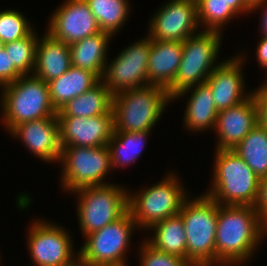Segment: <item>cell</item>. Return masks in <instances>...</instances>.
Segmentation results:
<instances>
[{
  "instance_id": "cell-1",
  "label": "cell",
  "mask_w": 267,
  "mask_h": 266,
  "mask_svg": "<svg viewBox=\"0 0 267 266\" xmlns=\"http://www.w3.org/2000/svg\"><path fill=\"white\" fill-rule=\"evenodd\" d=\"M266 234L254 207L218 204L216 266L245 264Z\"/></svg>"
},
{
  "instance_id": "cell-2",
  "label": "cell",
  "mask_w": 267,
  "mask_h": 266,
  "mask_svg": "<svg viewBox=\"0 0 267 266\" xmlns=\"http://www.w3.org/2000/svg\"><path fill=\"white\" fill-rule=\"evenodd\" d=\"M214 158L212 186L204 194L219 205L253 207L260 178L233 150H216Z\"/></svg>"
},
{
  "instance_id": "cell-3",
  "label": "cell",
  "mask_w": 267,
  "mask_h": 266,
  "mask_svg": "<svg viewBox=\"0 0 267 266\" xmlns=\"http://www.w3.org/2000/svg\"><path fill=\"white\" fill-rule=\"evenodd\" d=\"M172 102L168 91L147 85L113 95V132L152 131L167 104Z\"/></svg>"
},
{
  "instance_id": "cell-4",
  "label": "cell",
  "mask_w": 267,
  "mask_h": 266,
  "mask_svg": "<svg viewBox=\"0 0 267 266\" xmlns=\"http://www.w3.org/2000/svg\"><path fill=\"white\" fill-rule=\"evenodd\" d=\"M202 194L190 200L188 197L179 213L186 232V260L193 266H216L218 203Z\"/></svg>"
},
{
  "instance_id": "cell-5",
  "label": "cell",
  "mask_w": 267,
  "mask_h": 266,
  "mask_svg": "<svg viewBox=\"0 0 267 266\" xmlns=\"http://www.w3.org/2000/svg\"><path fill=\"white\" fill-rule=\"evenodd\" d=\"M2 122L6 131L19 123L57 115L50 100L49 86L34 75H23L1 88Z\"/></svg>"
},
{
  "instance_id": "cell-6",
  "label": "cell",
  "mask_w": 267,
  "mask_h": 266,
  "mask_svg": "<svg viewBox=\"0 0 267 266\" xmlns=\"http://www.w3.org/2000/svg\"><path fill=\"white\" fill-rule=\"evenodd\" d=\"M181 183L177 175L169 173L160 182L136 194L128 191V211L138 230H148L155 223L180 213L188 198Z\"/></svg>"
},
{
  "instance_id": "cell-7",
  "label": "cell",
  "mask_w": 267,
  "mask_h": 266,
  "mask_svg": "<svg viewBox=\"0 0 267 266\" xmlns=\"http://www.w3.org/2000/svg\"><path fill=\"white\" fill-rule=\"evenodd\" d=\"M77 193V216L83 236L104 228L128 211V192L116 184L87 186Z\"/></svg>"
},
{
  "instance_id": "cell-8",
  "label": "cell",
  "mask_w": 267,
  "mask_h": 266,
  "mask_svg": "<svg viewBox=\"0 0 267 266\" xmlns=\"http://www.w3.org/2000/svg\"><path fill=\"white\" fill-rule=\"evenodd\" d=\"M221 33L202 30L183 41V53L177 76L167 89L173 98L178 92L201 83L220 62L216 61L222 42Z\"/></svg>"
},
{
  "instance_id": "cell-9",
  "label": "cell",
  "mask_w": 267,
  "mask_h": 266,
  "mask_svg": "<svg viewBox=\"0 0 267 266\" xmlns=\"http://www.w3.org/2000/svg\"><path fill=\"white\" fill-rule=\"evenodd\" d=\"M137 225L129 211L120 219L85 236L78 251L82 266H128L125 256Z\"/></svg>"
},
{
  "instance_id": "cell-10",
  "label": "cell",
  "mask_w": 267,
  "mask_h": 266,
  "mask_svg": "<svg viewBox=\"0 0 267 266\" xmlns=\"http://www.w3.org/2000/svg\"><path fill=\"white\" fill-rule=\"evenodd\" d=\"M62 189L70 193L83 187L106 185L105 176L112 169L108 145L100 147H62ZM70 191V192H69Z\"/></svg>"
},
{
  "instance_id": "cell-11",
  "label": "cell",
  "mask_w": 267,
  "mask_h": 266,
  "mask_svg": "<svg viewBox=\"0 0 267 266\" xmlns=\"http://www.w3.org/2000/svg\"><path fill=\"white\" fill-rule=\"evenodd\" d=\"M28 230L27 246L34 266H75L79 263L72 237L62 226L38 219Z\"/></svg>"
},
{
  "instance_id": "cell-12",
  "label": "cell",
  "mask_w": 267,
  "mask_h": 266,
  "mask_svg": "<svg viewBox=\"0 0 267 266\" xmlns=\"http://www.w3.org/2000/svg\"><path fill=\"white\" fill-rule=\"evenodd\" d=\"M138 40L118 53L111 63H106L101 81L112 95L148 85L150 38Z\"/></svg>"
},
{
  "instance_id": "cell-13",
  "label": "cell",
  "mask_w": 267,
  "mask_h": 266,
  "mask_svg": "<svg viewBox=\"0 0 267 266\" xmlns=\"http://www.w3.org/2000/svg\"><path fill=\"white\" fill-rule=\"evenodd\" d=\"M147 36L155 41H185L199 31L196 0H169L149 21Z\"/></svg>"
},
{
  "instance_id": "cell-14",
  "label": "cell",
  "mask_w": 267,
  "mask_h": 266,
  "mask_svg": "<svg viewBox=\"0 0 267 266\" xmlns=\"http://www.w3.org/2000/svg\"><path fill=\"white\" fill-rule=\"evenodd\" d=\"M46 32L70 45L101 30L85 0H65L50 16Z\"/></svg>"
},
{
  "instance_id": "cell-15",
  "label": "cell",
  "mask_w": 267,
  "mask_h": 266,
  "mask_svg": "<svg viewBox=\"0 0 267 266\" xmlns=\"http://www.w3.org/2000/svg\"><path fill=\"white\" fill-rule=\"evenodd\" d=\"M62 147H100L108 145L113 130V110L93 117H57Z\"/></svg>"
},
{
  "instance_id": "cell-16",
  "label": "cell",
  "mask_w": 267,
  "mask_h": 266,
  "mask_svg": "<svg viewBox=\"0 0 267 266\" xmlns=\"http://www.w3.org/2000/svg\"><path fill=\"white\" fill-rule=\"evenodd\" d=\"M259 123L255 94L231 108L218 111L216 150H233Z\"/></svg>"
},
{
  "instance_id": "cell-17",
  "label": "cell",
  "mask_w": 267,
  "mask_h": 266,
  "mask_svg": "<svg viewBox=\"0 0 267 266\" xmlns=\"http://www.w3.org/2000/svg\"><path fill=\"white\" fill-rule=\"evenodd\" d=\"M9 133L15 139L22 140L29 151L45 163L60 161L62 148L59 141L57 116L19 123Z\"/></svg>"
},
{
  "instance_id": "cell-18",
  "label": "cell",
  "mask_w": 267,
  "mask_h": 266,
  "mask_svg": "<svg viewBox=\"0 0 267 266\" xmlns=\"http://www.w3.org/2000/svg\"><path fill=\"white\" fill-rule=\"evenodd\" d=\"M245 57L241 54L224 60L213 70L207 78L218 111L231 108L250 97L253 92L245 95V79L242 67Z\"/></svg>"
},
{
  "instance_id": "cell-19",
  "label": "cell",
  "mask_w": 267,
  "mask_h": 266,
  "mask_svg": "<svg viewBox=\"0 0 267 266\" xmlns=\"http://www.w3.org/2000/svg\"><path fill=\"white\" fill-rule=\"evenodd\" d=\"M187 93H191V95H189L190 97L184 111L183 123L185 128L191 132L214 130L218 110L216 109L209 85L205 82L188 87L178 92L172 98V101L180 99V96H186Z\"/></svg>"
},
{
  "instance_id": "cell-20",
  "label": "cell",
  "mask_w": 267,
  "mask_h": 266,
  "mask_svg": "<svg viewBox=\"0 0 267 266\" xmlns=\"http://www.w3.org/2000/svg\"><path fill=\"white\" fill-rule=\"evenodd\" d=\"M148 59V85L168 89L175 77L182 59L183 42L155 41L150 39Z\"/></svg>"
},
{
  "instance_id": "cell-21",
  "label": "cell",
  "mask_w": 267,
  "mask_h": 266,
  "mask_svg": "<svg viewBox=\"0 0 267 266\" xmlns=\"http://www.w3.org/2000/svg\"><path fill=\"white\" fill-rule=\"evenodd\" d=\"M69 45L54 39L45 31L43 37L37 42L36 64L33 75L45 83L59 78L71 67Z\"/></svg>"
},
{
  "instance_id": "cell-22",
  "label": "cell",
  "mask_w": 267,
  "mask_h": 266,
  "mask_svg": "<svg viewBox=\"0 0 267 266\" xmlns=\"http://www.w3.org/2000/svg\"><path fill=\"white\" fill-rule=\"evenodd\" d=\"M112 37L109 33L99 32L70 44L71 65L89 70L102 79L108 62V44Z\"/></svg>"
},
{
  "instance_id": "cell-23",
  "label": "cell",
  "mask_w": 267,
  "mask_h": 266,
  "mask_svg": "<svg viewBox=\"0 0 267 266\" xmlns=\"http://www.w3.org/2000/svg\"><path fill=\"white\" fill-rule=\"evenodd\" d=\"M100 81L95 73L71 66L59 78L48 82L52 106L58 111L68 101L90 90Z\"/></svg>"
},
{
  "instance_id": "cell-24",
  "label": "cell",
  "mask_w": 267,
  "mask_h": 266,
  "mask_svg": "<svg viewBox=\"0 0 267 266\" xmlns=\"http://www.w3.org/2000/svg\"><path fill=\"white\" fill-rule=\"evenodd\" d=\"M113 95L100 81L90 90L68 101L57 111V117H93L112 110Z\"/></svg>"
},
{
  "instance_id": "cell-25",
  "label": "cell",
  "mask_w": 267,
  "mask_h": 266,
  "mask_svg": "<svg viewBox=\"0 0 267 266\" xmlns=\"http://www.w3.org/2000/svg\"><path fill=\"white\" fill-rule=\"evenodd\" d=\"M148 230L154 231L152 238L146 240L152 247L186 259V232L180 214L159 221Z\"/></svg>"
},
{
  "instance_id": "cell-26",
  "label": "cell",
  "mask_w": 267,
  "mask_h": 266,
  "mask_svg": "<svg viewBox=\"0 0 267 266\" xmlns=\"http://www.w3.org/2000/svg\"><path fill=\"white\" fill-rule=\"evenodd\" d=\"M261 179L267 176V130L258 123L233 149Z\"/></svg>"
},
{
  "instance_id": "cell-27",
  "label": "cell",
  "mask_w": 267,
  "mask_h": 266,
  "mask_svg": "<svg viewBox=\"0 0 267 266\" xmlns=\"http://www.w3.org/2000/svg\"><path fill=\"white\" fill-rule=\"evenodd\" d=\"M149 134L150 131L113 132L108 142L112 170L135 163L144 149Z\"/></svg>"
},
{
  "instance_id": "cell-28",
  "label": "cell",
  "mask_w": 267,
  "mask_h": 266,
  "mask_svg": "<svg viewBox=\"0 0 267 266\" xmlns=\"http://www.w3.org/2000/svg\"><path fill=\"white\" fill-rule=\"evenodd\" d=\"M96 18L101 32L112 36L120 31L128 20L130 2L128 0H85Z\"/></svg>"
},
{
  "instance_id": "cell-29",
  "label": "cell",
  "mask_w": 267,
  "mask_h": 266,
  "mask_svg": "<svg viewBox=\"0 0 267 266\" xmlns=\"http://www.w3.org/2000/svg\"><path fill=\"white\" fill-rule=\"evenodd\" d=\"M196 7L199 25L207 31L221 33L223 26L238 16L225 0H196Z\"/></svg>"
},
{
  "instance_id": "cell-30",
  "label": "cell",
  "mask_w": 267,
  "mask_h": 266,
  "mask_svg": "<svg viewBox=\"0 0 267 266\" xmlns=\"http://www.w3.org/2000/svg\"><path fill=\"white\" fill-rule=\"evenodd\" d=\"M37 35L35 30H33L28 36L20 40L4 44V50L9 55L14 66L23 75H33L36 64V47L39 38Z\"/></svg>"
},
{
  "instance_id": "cell-31",
  "label": "cell",
  "mask_w": 267,
  "mask_h": 266,
  "mask_svg": "<svg viewBox=\"0 0 267 266\" xmlns=\"http://www.w3.org/2000/svg\"><path fill=\"white\" fill-rule=\"evenodd\" d=\"M25 17L17 10L0 11V41L5 44L28 36L34 28Z\"/></svg>"
},
{
  "instance_id": "cell-32",
  "label": "cell",
  "mask_w": 267,
  "mask_h": 266,
  "mask_svg": "<svg viewBox=\"0 0 267 266\" xmlns=\"http://www.w3.org/2000/svg\"><path fill=\"white\" fill-rule=\"evenodd\" d=\"M139 250L140 266H193L186 259L152 247L146 240L143 241Z\"/></svg>"
},
{
  "instance_id": "cell-33",
  "label": "cell",
  "mask_w": 267,
  "mask_h": 266,
  "mask_svg": "<svg viewBox=\"0 0 267 266\" xmlns=\"http://www.w3.org/2000/svg\"><path fill=\"white\" fill-rule=\"evenodd\" d=\"M23 74L14 66L9 55L3 49L0 52V87L15 82Z\"/></svg>"
},
{
  "instance_id": "cell-34",
  "label": "cell",
  "mask_w": 267,
  "mask_h": 266,
  "mask_svg": "<svg viewBox=\"0 0 267 266\" xmlns=\"http://www.w3.org/2000/svg\"><path fill=\"white\" fill-rule=\"evenodd\" d=\"M253 207L259 221L267 228V176L259 181L257 199Z\"/></svg>"
},
{
  "instance_id": "cell-35",
  "label": "cell",
  "mask_w": 267,
  "mask_h": 266,
  "mask_svg": "<svg viewBox=\"0 0 267 266\" xmlns=\"http://www.w3.org/2000/svg\"><path fill=\"white\" fill-rule=\"evenodd\" d=\"M253 93L257 100L259 123L267 130V78Z\"/></svg>"
},
{
  "instance_id": "cell-36",
  "label": "cell",
  "mask_w": 267,
  "mask_h": 266,
  "mask_svg": "<svg viewBox=\"0 0 267 266\" xmlns=\"http://www.w3.org/2000/svg\"><path fill=\"white\" fill-rule=\"evenodd\" d=\"M257 43L256 59L260 66L267 71V37L261 36Z\"/></svg>"
},
{
  "instance_id": "cell-37",
  "label": "cell",
  "mask_w": 267,
  "mask_h": 266,
  "mask_svg": "<svg viewBox=\"0 0 267 266\" xmlns=\"http://www.w3.org/2000/svg\"><path fill=\"white\" fill-rule=\"evenodd\" d=\"M259 8L262 11V14L260 17L261 18L260 30H261L262 36L267 37V0L260 1L256 4L252 5L250 12H253V11L256 12V10H259Z\"/></svg>"
},
{
  "instance_id": "cell-38",
  "label": "cell",
  "mask_w": 267,
  "mask_h": 266,
  "mask_svg": "<svg viewBox=\"0 0 267 266\" xmlns=\"http://www.w3.org/2000/svg\"><path fill=\"white\" fill-rule=\"evenodd\" d=\"M227 5L230 6L238 15H242L245 13H250L251 5L248 3L247 0H225Z\"/></svg>"
},
{
  "instance_id": "cell-39",
  "label": "cell",
  "mask_w": 267,
  "mask_h": 266,
  "mask_svg": "<svg viewBox=\"0 0 267 266\" xmlns=\"http://www.w3.org/2000/svg\"><path fill=\"white\" fill-rule=\"evenodd\" d=\"M247 1L252 6V5H254V4H256V3L260 2V1H265V0H247Z\"/></svg>"
},
{
  "instance_id": "cell-40",
  "label": "cell",
  "mask_w": 267,
  "mask_h": 266,
  "mask_svg": "<svg viewBox=\"0 0 267 266\" xmlns=\"http://www.w3.org/2000/svg\"><path fill=\"white\" fill-rule=\"evenodd\" d=\"M4 49V43L0 41V52Z\"/></svg>"
}]
</instances>
